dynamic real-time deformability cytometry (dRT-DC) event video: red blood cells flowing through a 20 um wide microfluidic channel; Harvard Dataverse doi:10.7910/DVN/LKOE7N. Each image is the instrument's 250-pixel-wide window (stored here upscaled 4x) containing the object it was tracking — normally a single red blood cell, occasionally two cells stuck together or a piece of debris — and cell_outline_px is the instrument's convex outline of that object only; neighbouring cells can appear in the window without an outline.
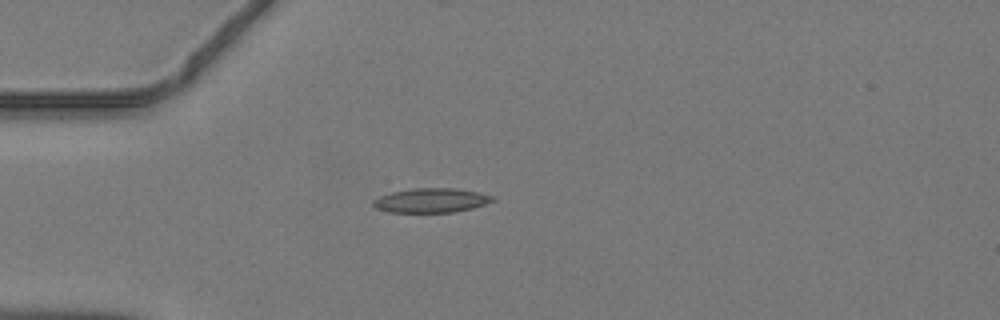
{"species": "common noctule bat (a hibernating species)", "species_latin": "Nyctalus noctula", "temperature_condition": "warm", "stored_images_in_passage": 34, "camera_frame_rate_fps": 3000, "um_per_image_px": 0.085, "animal": {"sex": "male", "body_mass_g": 19.2, "forearm_length_mm": 51.8}, "frame": {"image": 1, "passage_image": 1, "time_ms": 0.0, "image_size_px": [1000, 320], "cell_outline_px": [[496, 200], [472, 208], [452, 212], [388, 212], [376, 208], [372, 204], [372, 200], [380, 196], [392, 192], [412, 188], [456, 188], [496, 196]], "centroid_in_image_um": [36.65, 17.03], "position_along_channel_um": 48.4, "area_um2": 16.94}}
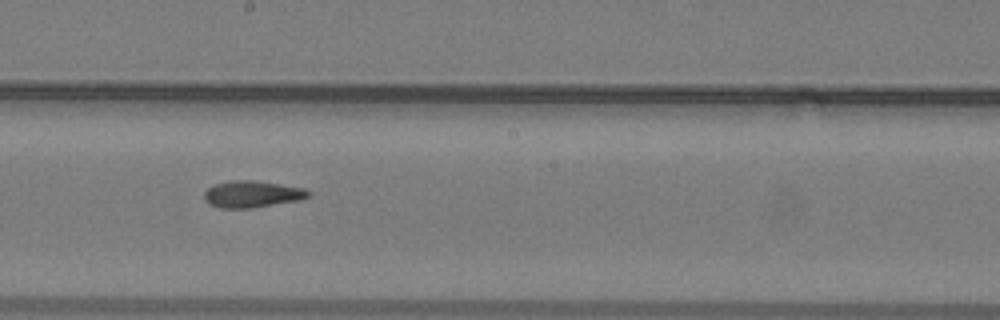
{"frame": {"image": 2, "passage_image": 14, "time_ms": 4.333, "image_size_px": [1000, 320], "cell_outline_px": [[312, 196], [296, 200], [252, 208], [220, 208], [208, 204], [204, 200], [204, 192], [208, 188], [216, 184], [232, 180], [252, 180], [304, 188], [312, 192]], "centroid_in_image_um": [21.41, 16.5], "position_along_channel_um": 226.8, "area_um2": 16.13}}
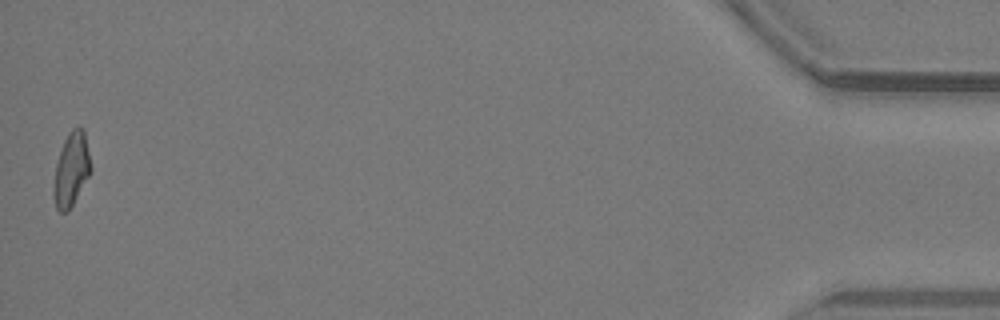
{"frame": {"image": 3, "passage_image": 34, "time_ms": 11.0, "image_size_px": [1000, 320], "cell_outline_px": [[92, 172], [68, 212], [60, 212], [56, 208], [52, 196], [52, 188], [56, 164], [64, 140], [68, 132], [72, 128], [84, 128], [92, 168]], "centroid_in_image_um": [6.06, 14.43], "position_along_channel_um": 429.1, "area_um2": 16.24}}